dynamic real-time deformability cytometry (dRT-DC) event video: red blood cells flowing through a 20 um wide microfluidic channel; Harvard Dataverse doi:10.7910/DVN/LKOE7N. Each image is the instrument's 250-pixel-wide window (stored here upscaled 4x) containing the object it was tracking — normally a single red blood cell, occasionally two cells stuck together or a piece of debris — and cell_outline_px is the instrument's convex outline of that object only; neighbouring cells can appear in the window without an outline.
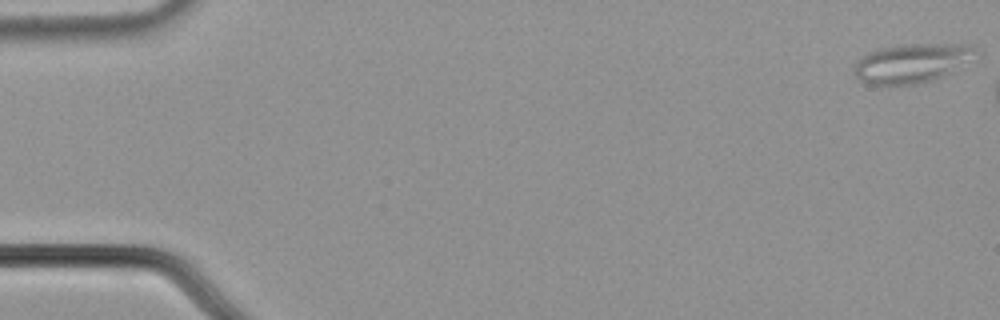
{"species": "common noctule bat (a hibernating species)", "species_latin": "Nyctalus noctula", "temperature_condition": "cold", "stored_images_in_passage": 50, "camera_frame_rate_fps": 3000, "um_per_image_px": 0.085, "animal": {"sex": "male", "body_mass_g": 21.5, "forearm_length_mm": 52.0}, "frame": {"image": 1, "passage_image": 1, "time_ms": 0.0, "image_size_px": [1000, 320], "cell_outline_px": [[980, 52], [940, 76], [932, 80], [912, 84], [872, 84], [860, 80], [852, 72], [856, 64], [868, 52], [880, 48], [904, 44], [972, 44]], "centroid_in_image_um": [77.47, 5.34], "position_along_channel_um": 7.5, "area_um2": 26.93}}
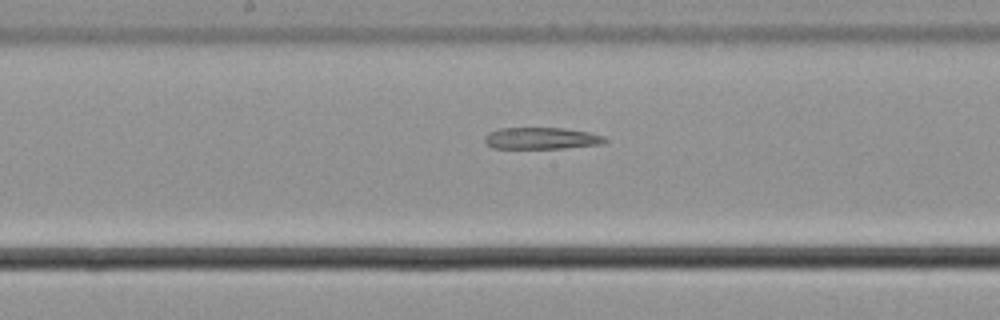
{"frame": {"image": 2, "passage_image": 29, "time_ms": 9.333, "image_size_px": [1000, 320], "cell_outline_px": [[608, 140], [604, 144], [564, 148], [492, 148], [484, 140], [484, 136], [488, 132], [500, 128], [564, 128], [588, 132], [604, 136]], "centroid_in_image_um": [46.04, 11.75], "position_along_channel_um": 202.2, "area_um2": 15.26}}
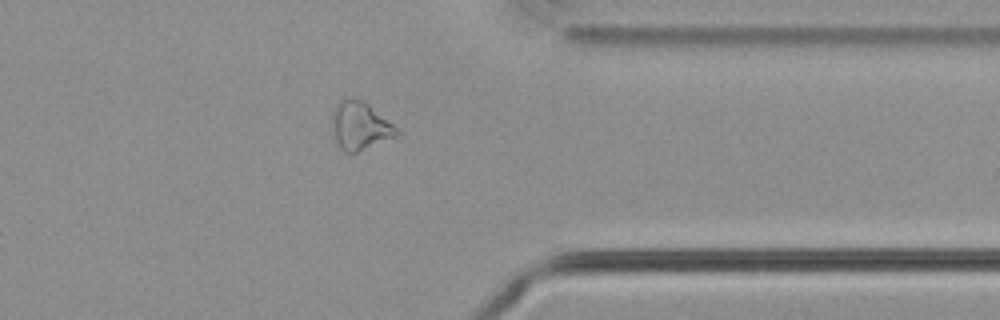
{"frame": {"image": 3, "passage_image": 44, "time_ms": 14.333, "image_size_px": [1000, 320], "cell_outline_px": [[400, 132], [396, 136], [356, 152], [344, 152], [340, 148], [336, 140], [332, 128], [332, 112], [336, 104], [340, 100], [348, 96], [352, 96], [364, 100], [392, 124]], "centroid_in_image_um": [30.56, 10.65], "position_along_channel_um": 380.8, "area_um2": 17.98}}